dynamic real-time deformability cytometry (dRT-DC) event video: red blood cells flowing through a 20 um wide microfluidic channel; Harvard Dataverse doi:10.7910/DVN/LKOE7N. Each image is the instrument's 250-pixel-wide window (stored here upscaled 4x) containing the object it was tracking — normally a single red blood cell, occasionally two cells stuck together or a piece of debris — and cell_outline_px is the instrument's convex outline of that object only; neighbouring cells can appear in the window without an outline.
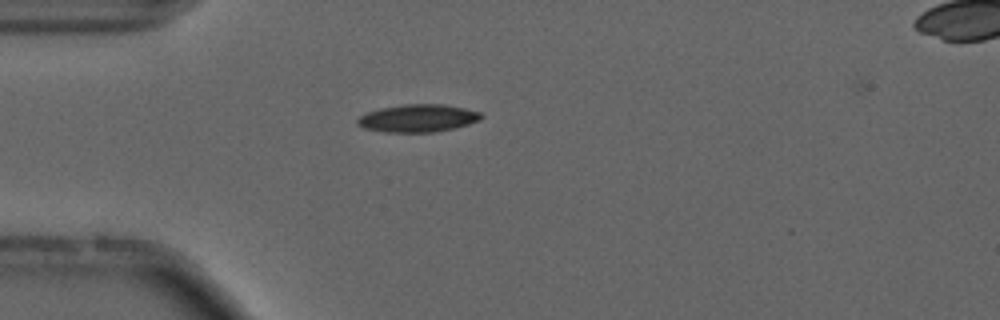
{"species": "common noctule bat (a hibernating species)", "species_latin": "Nyctalus noctula", "temperature_condition": "cold", "stored_images_in_passage": 41, "camera_frame_rate_fps": 3000, "um_per_image_px": 0.085, "animal": {"sex": "male", "forearm_length_mm": 52.5}, "frame": {"image": 1, "passage_image": 1, "time_ms": 0.0, "image_size_px": [1000, 320], "cell_outline_px": [[484, 116], [480, 120], [468, 124], [436, 132], [384, 132], [364, 128], [356, 124], [356, 120], [360, 116], [368, 112], [380, 108], [404, 104], [444, 104], [464, 108], [480, 112]], "centroid_in_image_um": [35.51, 10.04], "position_along_channel_um": 49.5, "area_um2": 19.94}}